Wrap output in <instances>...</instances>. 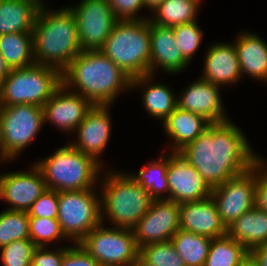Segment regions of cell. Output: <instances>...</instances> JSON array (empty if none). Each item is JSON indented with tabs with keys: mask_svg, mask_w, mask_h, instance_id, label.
Segmentation results:
<instances>
[{
	"mask_svg": "<svg viewBox=\"0 0 267 266\" xmlns=\"http://www.w3.org/2000/svg\"><path fill=\"white\" fill-rule=\"evenodd\" d=\"M176 46L181 51L183 58L190 64L192 57L203 41V31L197 21L184 23L173 27Z\"/></svg>",
	"mask_w": 267,
	"mask_h": 266,
	"instance_id": "obj_35",
	"label": "cell"
},
{
	"mask_svg": "<svg viewBox=\"0 0 267 266\" xmlns=\"http://www.w3.org/2000/svg\"><path fill=\"white\" fill-rule=\"evenodd\" d=\"M179 209V229L211 239L227 235V228L221 221L212 196L199 201L179 203Z\"/></svg>",
	"mask_w": 267,
	"mask_h": 266,
	"instance_id": "obj_19",
	"label": "cell"
},
{
	"mask_svg": "<svg viewBox=\"0 0 267 266\" xmlns=\"http://www.w3.org/2000/svg\"><path fill=\"white\" fill-rule=\"evenodd\" d=\"M108 2L118 21L149 19L148 16L137 15L139 10L145 7L144 0H108Z\"/></svg>",
	"mask_w": 267,
	"mask_h": 266,
	"instance_id": "obj_38",
	"label": "cell"
},
{
	"mask_svg": "<svg viewBox=\"0 0 267 266\" xmlns=\"http://www.w3.org/2000/svg\"><path fill=\"white\" fill-rule=\"evenodd\" d=\"M211 238L179 229L171 242L186 266H204Z\"/></svg>",
	"mask_w": 267,
	"mask_h": 266,
	"instance_id": "obj_30",
	"label": "cell"
},
{
	"mask_svg": "<svg viewBox=\"0 0 267 266\" xmlns=\"http://www.w3.org/2000/svg\"><path fill=\"white\" fill-rule=\"evenodd\" d=\"M68 7L75 16L82 51L100 50L118 21L108 0H81Z\"/></svg>",
	"mask_w": 267,
	"mask_h": 266,
	"instance_id": "obj_12",
	"label": "cell"
},
{
	"mask_svg": "<svg viewBox=\"0 0 267 266\" xmlns=\"http://www.w3.org/2000/svg\"><path fill=\"white\" fill-rule=\"evenodd\" d=\"M150 32V74L154 76L159 68L170 75L184 71L189 63L176 46L173 27L158 26L150 22Z\"/></svg>",
	"mask_w": 267,
	"mask_h": 266,
	"instance_id": "obj_21",
	"label": "cell"
},
{
	"mask_svg": "<svg viewBox=\"0 0 267 266\" xmlns=\"http://www.w3.org/2000/svg\"><path fill=\"white\" fill-rule=\"evenodd\" d=\"M169 200L176 203L199 201L211 196L212 189L198 171L178 152L168 153Z\"/></svg>",
	"mask_w": 267,
	"mask_h": 266,
	"instance_id": "obj_15",
	"label": "cell"
},
{
	"mask_svg": "<svg viewBox=\"0 0 267 266\" xmlns=\"http://www.w3.org/2000/svg\"><path fill=\"white\" fill-rule=\"evenodd\" d=\"M39 9L29 0H0V35L32 32Z\"/></svg>",
	"mask_w": 267,
	"mask_h": 266,
	"instance_id": "obj_26",
	"label": "cell"
},
{
	"mask_svg": "<svg viewBox=\"0 0 267 266\" xmlns=\"http://www.w3.org/2000/svg\"><path fill=\"white\" fill-rule=\"evenodd\" d=\"M10 68L9 66L6 64L5 59L1 56L0 54V87L2 82L4 81V79L8 76V74L10 73Z\"/></svg>",
	"mask_w": 267,
	"mask_h": 266,
	"instance_id": "obj_43",
	"label": "cell"
},
{
	"mask_svg": "<svg viewBox=\"0 0 267 266\" xmlns=\"http://www.w3.org/2000/svg\"><path fill=\"white\" fill-rule=\"evenodd\" d=\"M111 105H93L75 133L77 141L70 142L78 151L95 159L102 165L100 155L105 152L111 136Z\"/></svg>",
	"mask_w": 267,
	"mask_h": 266,
	"instance_id": "obj_16",
	"label": "cell"
},
{
	"mask_svg": "<svg viewBox=\"0 0 267 266\" xmlns=\"http://www.w3.org/2000/svg\"><path fill=\"white\" fill-rule=\"evenodd\" d=\"M46 190L43 175L35 164L30 165L29 171L0 174V199L10 205L8 210L27 212Z\"/></svg>",
	"mask_w": 267,
	"mask_h": 266,
	"instance_id": "obj_14",
	"label": "cell"
},
{
	"mask_svg": "<svg viewBox=\"0 0 267 266\" xmlns=\"http://www.w3.org/2000/svg\"><path fill=\"white\" fill-rule=\"evenodd\" d=\"M256 207L267 213V171L257 164Z\"/></svg>",
	"mask_w": 267,
	"mask_h": 266,
	"instance_id": "obj_41",
	"label": "cell"
},
{
	"mask_svg": "<svg viewBox=\"0 0 267 266\" xmlns=\"http://www.w3.org/2000/svg\"><path fill=\"white\" fill-rule=\"evenodd\" d=\"M3 161V163H4V161H5V163L7 162L5 159H4V157H3V155H2V153L0 152V162L2 163V161Z\"/></svg>",
	"mask_w": 267,
	"mask_h": 266,
	"instance_id": "obj_49",
	"label": "cell"
},
{
	"mask_svg": "<svg viewBox=\"0 0 267 266\" xmlns=\"http://www.w3.org/2000/svg\"><path fill=\"white\" fill-rule=\"evenodd\" d=\"M66 247L50 249L47 247H36L31 259V266H61Z\"/></svg>",
	"mask_w": 267,
	"mask_h": 266,
	"instance_id": "obj_39",
	"label": "cell"
},
{
	"mask_svg": "<svg viewBox=\"0 0 267 266\" xmlns=\"http://www.w3.org/2000/svg\"><path fill=\"white\" fill-rule=\"evenodd\" d=\"M227 235L249 251L267 243V213L256 206L242 214L228 228Z\"/></svg>",
	"mask_w": 267,
	"mask_h": 266,
	"instance_id": "obj_25",
	"label": "cell"
},
{
	"mask_svg": "<svg viewBox=\"0 0 267 266\" xmlns=\"http://www.w3.org/2000/svg\"><path fill=\"white\" fill-rule=\"evenodd\" d=\"M179 203L169 199H155L151 208L134 226L139 250L149 244L170 241L179 230Z\"/></svg>",
	"mask_w": 267,
	"mask_h": 266,
	"instance_id": "obj_13",
	"label": "cell"
},
{
	"mask_svg": "<svg viewBox=\"0 0 267 266\" xmlns=\"http://www.w3.org/2000/svg\"><path fill=\"white\" fill-rule=\"evenodd\" d=\"M150 21H117L100 49L131 79L150 74Z\"/></svg>",
	"mask_w": 267,
	"mask_h": 266,
	"instance_id": "obj_6",
	"label": "cell"
},
{
	"mask_svg": "<svg viewBox=\"0 0 267 266\" xmlns=\"http://www.w3.org/2000/svg\"><path fill=\"white\" fill-rule=\"evenodd\" d=\"M164 132L171 139L170 152H179L194 141L211 124L205 117L177 107L163 122ZM174 144V145H173Z\"/></svg>",
	"mask_w": 267,
	"mask_h": 266,
	"instance_id": "obj_23",
	"label": "cell"
},
{
	"mask_svg": "<svg viewBox=\"0 0 267 266\" xmlns=\"http://www.w3.org/2000/svg\"><path fill=\"white\" fill-rule=\"evenodd\" d=\"M264 169H267V161L265 159H262L259 155V162H258Z\"/></svg>",
	"mask_w": 267,
	"mask_h": 266,
	"instance_id": "obj_48",
	"label": "cell"
},
{
	"mask_svg": "<svg viewBox=\"0 0 267 266\" xmlns=\"http://www.w3.org/2000/svg\"><path fill=\"white\" fill-rule=\"evenodd\" d=\"M235 48L241 75L267 82V43L263 38L248 31L238 33Z\"/></svg>",
	"mask_w": 267,
	"mask_h": 266,
	"instance_id": "obj_22",
	"label": "cell"
},
{
	"mask_svg": "<svg viewBox=\"0 0 267 266\" xmlns=\"http://www.w3.org/2000/svg\"><path fill=\"white\" fill-rule=\"evenodd\" d=\"M256 183L257 164L212 189L211 196L226 228L256 206Z\"/></svg>",
	"mask_w": 267,
	"mask_h": 266,
	"instance_id": "obj_11",
	"label": "cell"
},
{
	"mask_svg": "<svg viewBox=\"0 0 267 266\" xmlns=\"http://www.w3.org/2000/svg\"><path fill=\"white\" fill-rule=\"evenodd\" d=\"M43 108L33 104L0 106L2 155L7 162L27 149L44 125Z\"/></svg>",
	"mask_w": 267,
	"mask_h": 266,
	"instance_id": "obj_8",
	"label": "cell"
},
{
	"mask_svg": "<svg viewBox=\"0 0 267 266\" xmlns=\"http://www.w3.org/2000/svg\"><path fill=\"white\" fill-rule=\"evenodd\" d=\"M155 76L148 74L131 79V90L145 87L142 92V103L148 115L164 121L177 107V96L165 83H152ZM142 84V85H141ZM176 96V97H175Z\"/></svg>",
	"mask_w": 267,
	"mask_h": 266,
	"instance_id": "obj_24",
	"label": "cell"
},
{
	"mask_svg": "<svg viewBox=\"0 0 267 266\" xmlns=\"http://www.w3.org/2000/svg\"><path fill=\"white\" fill-rule=\"evenodd\" d=\"M81 245L101 266H130L139 256L133 229L100 224L89 232Z\"/></svg>",
	"mask_w": 267,
	"mask_h": 266,
	"instance_id": "obj_10",
	"label": "cell"
},
{
	"mask_svg": "<svg viewBox=\"0 0 267 266\" xmlns=\"http://www.w3.org/2000/svg\"><path fill=\"white\" fill-rule=\"evenodd\" d=\"M64 252L61 266H101L79 243Z\"/></svg>",
	"mask_w": 267,
	"mask_h": 266,
	"instance_id": "obj_40",
	"label": "cell"
},
{
	"mask_svg": "<svg viewBox=\"0 0 267 266\" xmlns=\"http://www.w3.org/2000/svg\"><path fill=\"white\" fill-rule=\"evenodd\" d=\"M240 266H259L256 260L249 254L240 264Z\"/></svg>",
	"mask_w": 267,
	"mask_h": 266,
	"instance_id": "obj_45",
	"label": "cell"
},
{
	"mask_svg": "<svg viewBox=\"0 0 267 266\" xmlns=\"http://www.w3.org/2000/svg\"><path fill=\"white\" fill-rule=\"evenodd\" d=\"M59 192L47 189L28 209L29 217L57 219Z\"/></svg>",
	"mask_w": 267,
	"mask_h": 266,
	"instance_id": "obj_37",
	"label": "cell"
},
{
	"mask_svg": "<svg viewBox=\"0 0 267 266\" xmlns=\"http://www.w3.org/2000/svg\"><path fill=\"white\" fill-rule=\"evenodd\" d=\"M139 255L153 266H186L171 240L146 245Z\"/></svg>",
	"mask_w": 267,
	"mask_h": 266,
	"instance_id": "obj_34",
	"label": "cell"
},
{
	"mask_svg": "<svg viewBox=\"0 0 267 266\" xmlns=\"http://www.w3.org/2000/svg\"><path fill=\"white\" fill-rule=\"evenodd\" d=\"M35 165L41 171L47 189L58 192L94 189L100 183L99 174L104 171L103 165L78 151L70 142L48 157L35 161Z\"/></svg>",
	"mask_w": 267,
	"mask_h": 266,
	"instance_id": "obj_5",
	"label": "cell"
},
{
	"mask_svg": "<svg viewBox=\"0 0 267 266\" xmlns=\"http://www.w3.org/2000/svg\"><path fill=\"white\" fill-rule=\"evenodd\" d=\"M203 65L200 78L214 85L230 86L243 78L234 41L211 44L205 53Z\"/></svg>",
	"mask_w": 267,
	"mask_h": 266,
	"instance_id": "obj_20",
	"label": "cell"
},
{
	"mask_svg": "<svg viewBox=\"0 0 267 266\" xmlns=\"http://www.w3.org/2000/svg\"><path fill=\"white\" fill-rule=\"evenodd\" d=\"M232 120L211 123L178 153L211 189L253 168L259 162L248 138Z\"/></svg>",
	"mask_w": 267,
	"mask_h": 266,
	"instance_id": "obj_1",
	"label": "cell"
},
{
	"mask_svg": "<svg viewBox=\"0 0 267 266\" xmlns=\"http://www.w3.org/2000/svg\"><path fill=\"white\" fill-rule=\"evenodd\" d=\"M259 266H267V243L259 245L249 251Z\"/></svg>",
	"mask_w": 267,
	"mask_h": 266,
	"instance_id": "obj_42",
	"label": "cell"
},
{
	"mask_svg": "<svg viewBox=\"0 0 267 266\" xmlns=\"http://www.w3.org/2000/svg\"><path fill=\"white\" fill-rule=\"evenodd\" d=\"M0 152L2 153V144H1V131H0Z\"/></svg>",
	"mask_w": 267,
	"mask_h": 266,
	"instance_id": "obj_50",
	"label": "cell"
},
{
	"mask_svg": "<svg viewBox=\"0 0 267 266\" xmlns=\"http://www.w3.org/2000/svg\"><path fill=\"white\" fill-rule=\"evenodd\" d=\"M29 1L33 2L39 8L47 7L46 4L43 2V0H29Z\"/></svg>",
	"mask_w": 267,
	"mask_h": 266,
	"instance_id": "obj_47",
	"label": "cell"
},
{
	"mask_svg": "<svg viewBox=\"0 0 267 266\" xmlns=\"http://www.w3.org/2000/svg\"><path fill=\"white\" fill-rule=\"evenodd\" d=\"M165 0H144L145 8L149 11H153L157 6L163 3Z\"/></svg>",
	"mask_w": 267,
	"mask_h": 266,
	"instance_id": "obj_44",
	"label": "cell"
},
{
	"mask_svg": "<svg viewBox=\"0 0 267 266\" xmlns=\"http://www.w3.org/2000/svg\"><path fill=\"white\" fill-rule=\"evenodd\" d=\"M249 250L228 235L213 238L204 266H240Z\"/></svg>",
	"mask_w": 267,
	"mask_h": 266,
	"instance_id": "obj_31",
	"label": "cell"
},
{
	"mask_svg": "<svg viewBox=\"0 0 267 266\" xmlns=\"http://www.w3.org/2000/svg\"><path fill=\"white\" fill-rule=\"evenodd\" d=\"M157 159V161H151L146 166L142 165L137 174L129 173V175L154 199H169L167 184L168 154L164 155L162 153Z\"/></svg>",
	"mask_w": 267,
	"mask_h": 266,
	"instance_id": "obj_29",
	"label": "cell"
},
{
	"mask_svg": "<svg viewBox=\"0 0 267 266\" xmlns=\"http://www.w3.org/2000/svg\"><path fill=\"white\" fill-rule=\"evenodd\" d=\"M92 106L88 99L62 83L43 106L44 123L49 122L61 132L71 134L76 131Z\"/></svg>",
	"mask_w": 267,
	"mask_h": 266,
	"instance_id": "obj_17",
	"label": "cell"
},
{
	"mask_svg": "<svg viewBox=\"0 0 267 266\" xmlns=\"http://www.w3.org/2000/svg\"><path fill=\"white\" fill-rule=\"evenodd\" d=\"M32 34L35 63L61 73L82 51L75 16L68 6L40 8Z\"/></svg>",
	"mask_w": 267,
	"mask_h": 266,
	"instance_id": "obj_3",
	"label": "cell"
},
{
	"mask_svg": "<svg viewBox=\"0 0 267 266\" xmlns=\"http://www.w3.org/2000/svg\"><path fill=\"white\" fill-rule=\"evenodd\" d=\"M221 86L214 85L202 78L189 83L180 96H177L178 107L199 114L211 123L229 120L224 113L222 104Z\"/></svg>",
	"mask_w": 267,
	"mask_h": 266,
	"instance_id": "obj_18",
	"label": "cell"
},
{
	"mask_svg": "<svg viewBox=\"0 0 267 266\" xmlns=\"http://www.w3.org/2000/svg\"><path fill=\"white\" fill-rule=\"evenodd\" d=\"M62 84V73L42 64L11 69L0 87V106L33 104L43 108Z\"/></svg>",
	"mask_w": 267,
	"mask_h": 266,
	"instance_id": "obj_7",
	"label": "cell"
},
{
	"mask_svg": "<svg viewBox=\"0 0 267 266\" xmlns=\"http://www.w3.org/2000/svg\"><path fill=\"white\" fill-rule=\"evenodd\" d=\"M62 83L93 105H112L131 90V78L100 50L81 51L62 72Z\"/></svg>",
	"mask_w": 267,
	"mask_h": 266,
	"instance_id": "obj_2",
	"label": "cell"
},
{
	"mask_svg": "<svg viewBox=\"0 0 267 266\" xmlns=\"http://www.w3.org/2000/svg\"><path fill=\"white\" fill-rule=\"evenodd\" d=\"M130 266H153L144 260L140 255L132 262Z\"/></svg>",
	"mask_w": 267,
	"mask_h": 266,
	"instance_id": "obj_46",
	"label": "cell"
},
{
	"mask_svg": "<svg viewBox=\"0 0 267 266\" xmlns=\"http://www.w3.org/2000/svg\"><path fill=\"white\" fill-rule=\"evenodd\" d=\"M0 54L10 69L35 64L32 32H18L0 35Z\"/></svg>",
	"mask_w": 267,
	"mask_h": 266,
	"instance_id": "obj_27",
	"label": "cell"
},
{
	"mask_svg": "<svg viewBox=\"0 0 267 266\" xmlns=\"http://www.w3.org/2000/svg\"><path fill=\"white\" fill-rule=\"evenodd\" d=\"M29 237L36 247H47L58 239H67L57 219L37 217H29Z\"/></svg>",
	"mask_w": 267,
	"mask_h": 266,
	"instance_id": "obj_33",
	"label": "cell"
},
{
	"mask_svg": "<svg viewBox=\"0 0 267 266\" xmlns=\"http://www.w3.org/2000/svg\"><path fill=\"white\" fill-rule=\"evenodd\" d=\"M24 239H30L27 212L6 208L0 213V249L15 240Z\"/></svg>",
	"mask_w": 267,
	"mask_h": 266,
	"instance_id": "obj_32",
	"label": "cell"
},
{
	"mask_svg": "<svg viewBox=\"0 0 267 266\" xmlns=\"http://www.w3.org/2000/svg\"><path fill=\"white\" fill-rule=\"evenodd\" d=\"M95 189L59 192L57 220L63 234L73 244L102 223L101 196Z\"/></svg>",
	"mask_w": 267,
	"mask_h": 266,
	"instance_id": "obj_9",
	"label": "cell"
},
{
	"mask_svg": "<svg viewBox=\"0 0 267 266\" xmlns=\"http://www.w3.org/2000/svg\"><path fill=\"white\" fill-rule=\"evenodd\" d=\"M109 171L99 176L101 222L108 220L112 227L133 229L155 199L129 173Z\"/></svg>",
	"mask_w": 267,
	"mask_h": 266,
	"instance_id": "obj_4",
	"label": "cell"
},
{
	"mask_svg": "<svg viewBox=\"0 0 267 266\" xmlns=\"http://www.w3.org/2000/svg\"><path fill=\"white\" fill-rule=\"evenodd\" d=\"M36 246L30 239L15 240L0 249L2 266H31Z\"/></svg>",
	"mask_w": 267,
	"mask_h": 266,
	"instance_id": "obj_36",
	"label": "cell"
},
{
	"mask_svg": "<svg viewBox=\"0 0 267 266\" xmlns=\"http://www.w3.org/2000/svg\"><path fill=\"white\" fill-rule=\"evenodd\" d=\"M202 0H165L149 15V21L158 26L174 27L197 20Z\"/></svg>",
	"mask_w": 267,
	"mask_h": 266,
	"instance_id": "obj_28",
	"label": "cell"
}]
</instances>
